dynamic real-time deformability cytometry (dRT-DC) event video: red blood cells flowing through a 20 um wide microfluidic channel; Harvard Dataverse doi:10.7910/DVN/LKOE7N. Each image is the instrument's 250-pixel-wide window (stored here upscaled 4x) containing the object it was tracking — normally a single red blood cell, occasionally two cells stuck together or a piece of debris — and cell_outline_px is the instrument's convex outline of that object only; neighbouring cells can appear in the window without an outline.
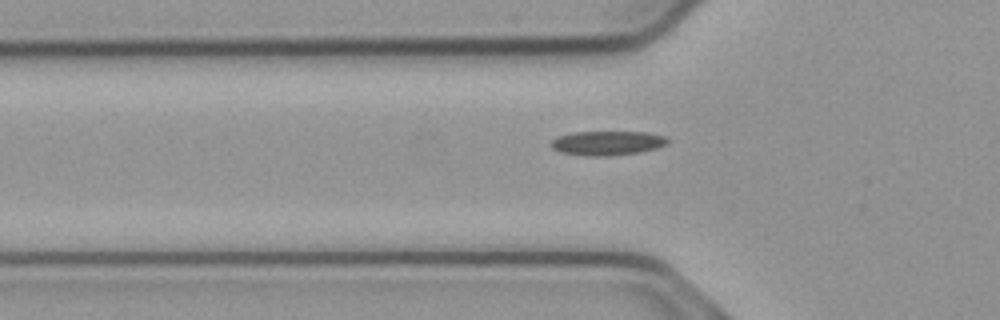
{"species": "common noctule bat (a hibernating species)", "species_latin": "Nyctalus noctula", "temperature_condition": "cold", "stored_images_in_passage": 38, "camera_frame_rate_fps": 3000, "um_per_image_px": 0.085, "animal": {"sex": "male", "body_mass_g": 23.1, "forearm_length_mm": 52.7}, "frame": {"image": 1, "passage_image": 6, "time_ms": 1.667, "image_size_px": [1000, 320], "cell_outline_px": [[668, 144], [656, 148], [640, 152], [612, 156], [592, 156], [560, 152], [552, 148], [552, 140], [556, 136], [572, 132], [648, 132], [664, 136], [668, 140]], "centroid_in_image_um": [51.63, 12.16], "position_along_channel_um": 74.2, "area_um2": 16.53}}
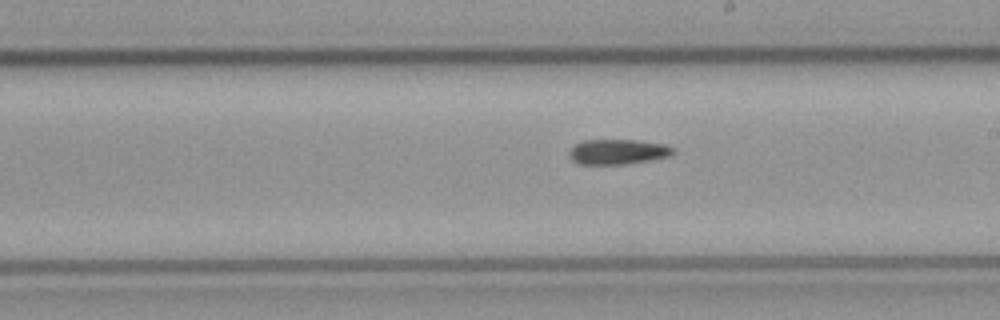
{"frame": {"image": 2, "passage_image": 19, "time_ms": 6.0, "image_size_px": [1000, 320], "cell_outline_px": [[676, 152], [668, 156], [648, 160], [624, 164], [580, 164], [572, 160], [568, 156], [568, 152], [576, 144], [584, 140], [640, 140], [664, 144], [672, 148]], "centroid_in_image_um": [52.49, 12.89], "position_along_channel_um": 236.5, "area_um2": 15.09}}
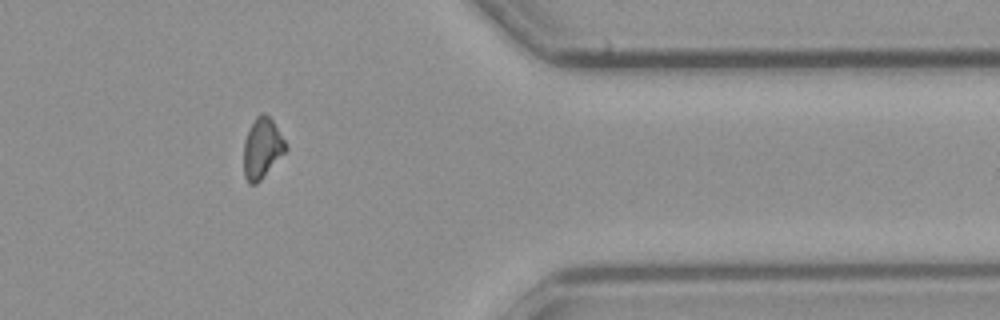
{"frame": {"image": 3, "passage_image": 33, "time_ms": 10.667, "image_size_px": [1000, 320], "cell_outline_px": [[288, 148], [260, 180], [256, 184], [248, 184], [244, 176], [244, 140], [256, 116], [260, 112], [264, 112], [272, 120], [284, 140]], "centroid_in_image_um": [22.26, 12.6], "position_along_channel_um": 389.1, "area_um2": 14.51}}